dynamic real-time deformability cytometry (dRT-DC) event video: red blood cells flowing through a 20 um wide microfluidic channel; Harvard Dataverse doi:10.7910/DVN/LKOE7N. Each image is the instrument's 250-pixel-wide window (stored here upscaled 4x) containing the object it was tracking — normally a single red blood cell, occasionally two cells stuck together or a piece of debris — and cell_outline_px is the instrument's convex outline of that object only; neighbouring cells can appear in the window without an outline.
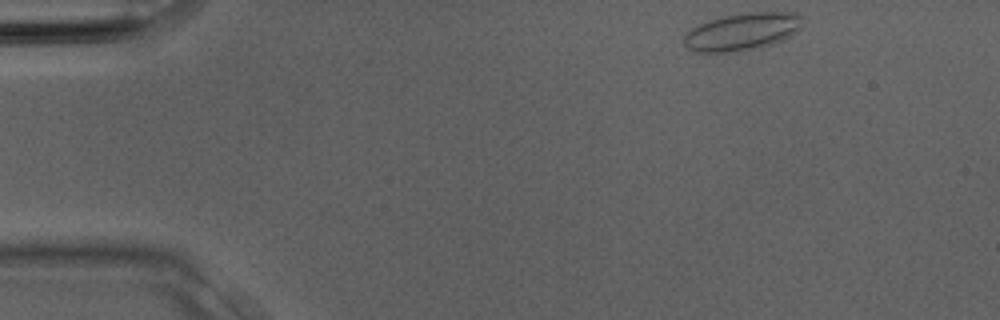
{"species": "Egyptian fruit bat (a non-hibernating species)", "species_latin": "Rousettus aegyptiacus", "temperature_condition": "room temperature", "stored_images_in_passage": 3, "camera_frame_rate_fps": 3000, "um_per_image_px": 0.085, "animal": {"sex": "male"}, "frame": {"image": 1, "passage_image": 1, "time_ms": 0.0, "image_size_px": [1000, 320], "cell_outline_px": [[800, 28], [788, 36], [772, 44], [760, 48], [736, 52], [692, 52], [684, 44], [684, 36], [692, 28], [700, 24], [724, 16], [744, 12], [796, 12], [800, 16]], "centroid_in_image_um": [63.06, 2.7], "position_along_channel_um": 21.9, "area_um2": 25.61}}